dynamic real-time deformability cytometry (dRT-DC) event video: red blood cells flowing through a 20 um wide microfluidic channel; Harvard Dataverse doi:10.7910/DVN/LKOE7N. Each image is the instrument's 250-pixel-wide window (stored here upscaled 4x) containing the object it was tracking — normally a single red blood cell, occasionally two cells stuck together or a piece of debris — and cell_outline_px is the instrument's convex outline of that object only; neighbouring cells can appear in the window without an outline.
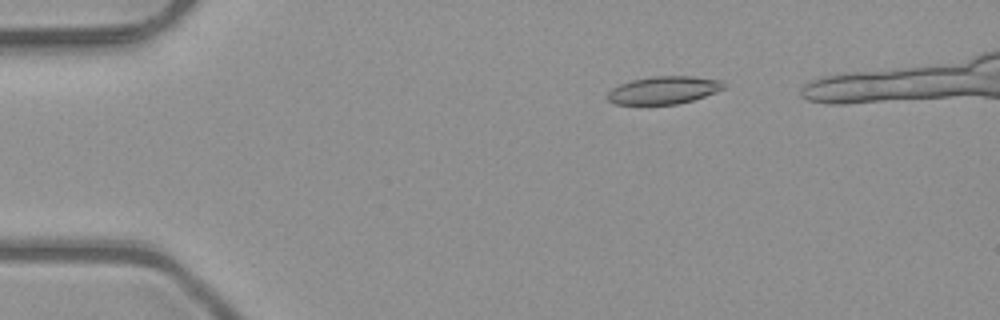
{"species": "common noctule bat (a hibernating species)", "species_latin": "Nyctalus noctula", "temperature_condition": "room temperature", "stored_images_in_passage": 7, "camera_frame_rate_fps": 3000, "um_per_image_px": 0.085, "animal": {"sex": "male", "body_mass_g": 23.1, "forearm_length_mm": 52.7}, "frame": {"image": 1, "passage_image": 3, "time_ms": 0.667, "image_size_px": [1000, 320], "cell_outline_px": [[724, 88], [716, 92], [692, 100], [676, 104], [616, 104], [608, 100], [608, 92], [612, 88], [620, 84], [632, 80], [656, 76], [692, 76], [724, 80]], "centroid_in_image_um": [56.44, 7.65], "position_along_channel_um": 28.6, "area_um2": 18.61}}
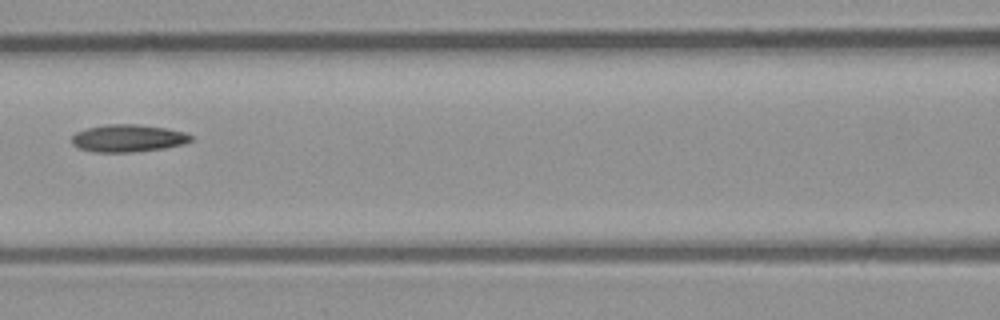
{"frame": {"image": 2, "passage_image": 7, "time_ms": 2.0, "image_size_px": [1000, 320], "cell_outline_px": [[192, 140], [184, 144], [164, 148], [132, 152], [92, 152], [80, 148], [72, 144], [72, 136], [76, 132], [88, 128], [108, 124], [136, 124], [164, 128], [184, 132], [192, 136]], "centroid_in_image_um": [10.87, 11.75], "position_along_channel_um": 155.7, "area_um2": 18.9}}